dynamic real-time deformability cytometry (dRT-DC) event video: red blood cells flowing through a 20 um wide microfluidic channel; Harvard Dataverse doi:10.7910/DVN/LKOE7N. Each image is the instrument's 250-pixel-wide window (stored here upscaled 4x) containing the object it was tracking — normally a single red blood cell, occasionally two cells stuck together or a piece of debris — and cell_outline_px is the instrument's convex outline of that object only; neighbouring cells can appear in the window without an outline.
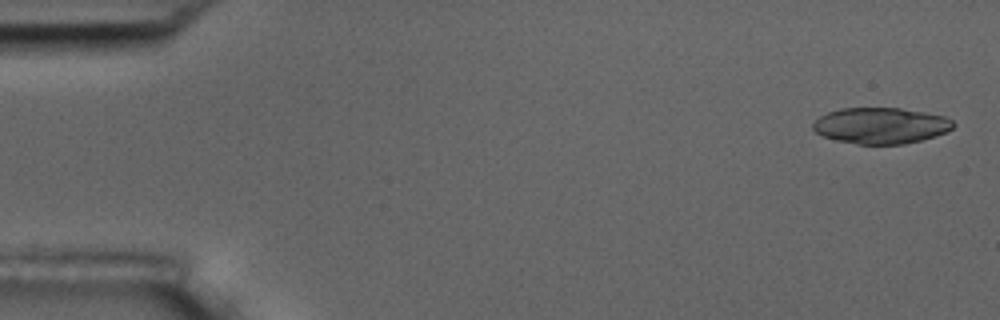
{"species": "common noctule bat (a hibernating species)", "species_latin": "Nyctalus noctula", "temperature_condition": "room temperature", "stored_images_in_passage": 5, "camera_frame_rate_fps": 3000, "um_per_image_px": 0.085, "animal": {"sex": "male", "body_mass_g": 17.5, "forearm_length_mm": 52.3}, "frame": {"image": 1, "passage_image": 1, "time_ms": 0.0, "image_size_px": [1000, 320], "cell_outline_px": [[956, 124], [948, 132], [936, 136], [904, 144], [856, 144], [836, 140], [824, 136], [816, 132], [812, 128], [812, 124], [820, 116], [828, 112], [840, 108], [900, 108], [924, 112], [944, 116], [952, 120]], "centroid_in_image_um": [74.88, 10.68], "position_along_channel_um": 10.1, "area_um2": 29.54}}
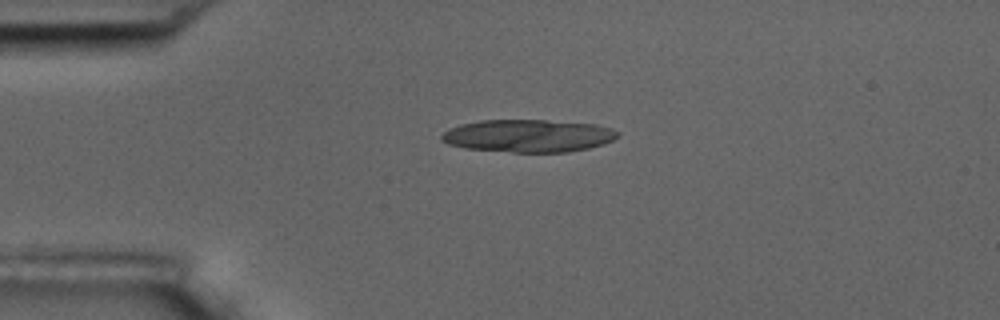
{"frame": {"image": 2, "passage_image": 4, "time_ms": 3.667, "image_size_px": [1000, 320], "cell_outline_px": [[620, 136], [604, 144], [588, 148], [568, 152], [512, 152], [464, 148], [448, 144], [440, 140], [440, 136], [444, 132], [460, 124], [480, 120], [544, 120], [596, 124], [612, 128], [620, 132]], "centroid_in_image_um": [44.92, 11.54], "position_along_channel_um": 40.1, "area_um2": 33.64}}